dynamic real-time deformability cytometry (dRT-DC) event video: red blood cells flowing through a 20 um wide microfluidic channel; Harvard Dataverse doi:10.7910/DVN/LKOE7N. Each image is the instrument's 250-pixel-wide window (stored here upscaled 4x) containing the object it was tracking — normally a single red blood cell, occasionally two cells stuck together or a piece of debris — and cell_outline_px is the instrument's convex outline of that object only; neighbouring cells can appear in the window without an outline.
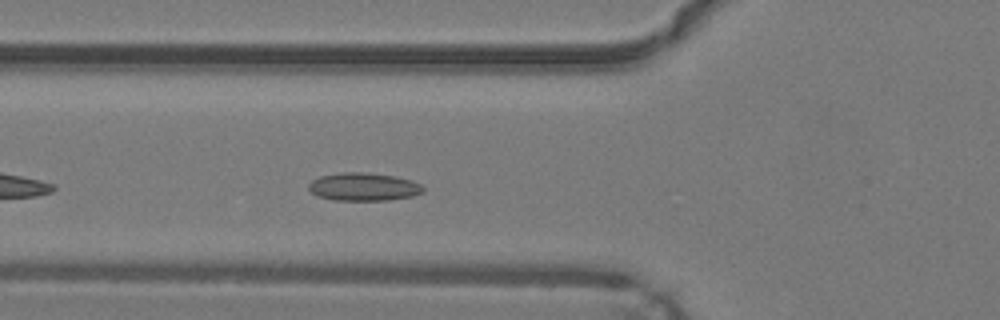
{"species": "common noctule bat (a hibernating species)", "species_latin": "Nyctalus noctula", "temperature_condition": "warm", "stored_images_in_passage": 18, "camera_frame_rate_fps": 3000, "um_per_image_px": 0.085, "animal": {"sex": "male", "body_mass_g": 19.2, "forearm_length_mm": 51.8}, "frame": {"image": 1, "passage_image": 5, "time_ms": 1.333, "image_size_px": [1000, 320], "cell_outline_px": [[424, 192], [412, 196], [388, 200], [332, 200], [316, 196], [308, 188], [308, 184], [312, 180], [320, 176], [340, 172], [364, 172], [396, 176], [412, 180], [420, 184], [424, 188]], "centroid_in_image_um": [30.9, 15.87], "position_along_channel_um": 94.9, "area_um2": 18.84}}
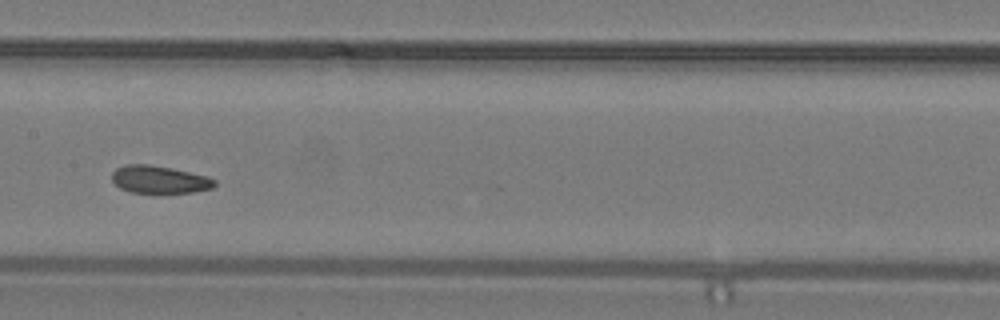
{"frame": {"image": 2, "passage_image": 12, "time_ms": 3.667, "image_size_px": [1000, 320], "cell_outline_px": [[216, 184], [212, 188], [192, 192], [164, 196], [132, 192], [120, 188], [112, 180], [112, 172], [116, 168], [128, 164], [148, 164], [172, 168], [208, 176], [216, 180]], "centroid_in_image_um": [13.57, 15.3], "position_along_channel_um": 193.8, "area_um2": 17.22}}
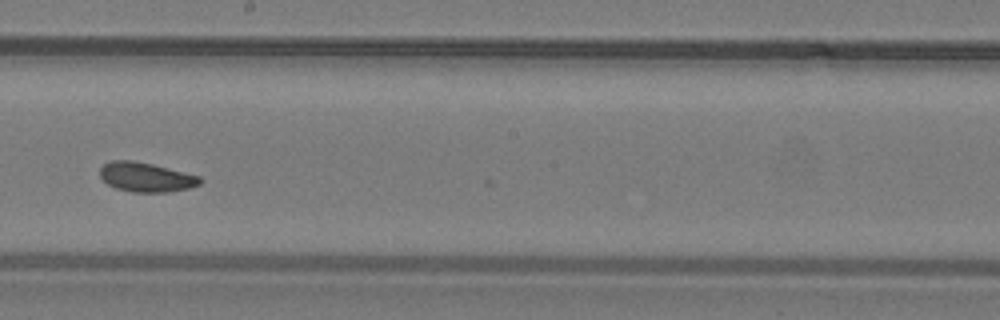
{"frame": {"image": 3, "passage_image": 15, "time_ms": 4.667, "image_size_px": [1000, 320], "cell_outline_px": [[204, 180], [200, 184], [188, 188], [168, 192], [132, 192], [116, 188], [108, 184], [100, 176], [100, 168], [104, 164], [112, 160], [132, 160], [152, 164], [200, 176]], "centroid_in_image_um": [12.42, 15.05], "position_along_channel_um": 235.8, "area_um2": 17.11}}